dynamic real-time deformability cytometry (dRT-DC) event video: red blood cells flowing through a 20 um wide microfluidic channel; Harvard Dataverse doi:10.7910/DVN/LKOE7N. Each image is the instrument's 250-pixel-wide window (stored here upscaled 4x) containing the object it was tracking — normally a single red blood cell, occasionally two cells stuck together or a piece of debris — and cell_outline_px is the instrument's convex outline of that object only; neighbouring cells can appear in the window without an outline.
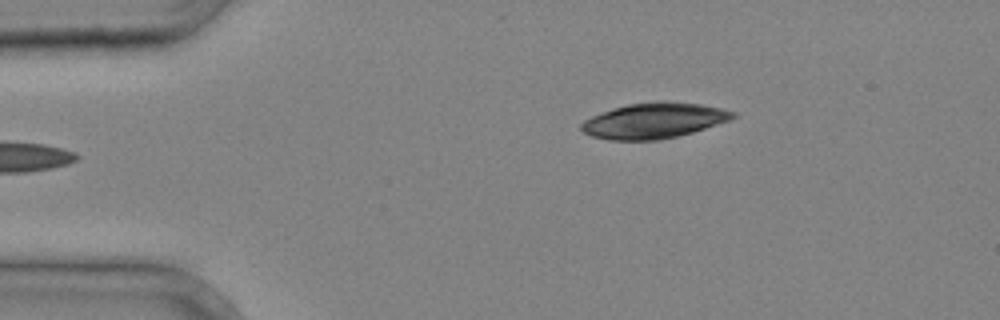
{"species": "common noctule bat (a hibernating species)", "species_latin": "Nyctalus noctula", "temperature_condition": "cold", "stored_images_in_passage": 3, "camera_frame_rate_fps": 3000, "um_per_image_px": 0.085, "animal": {"sex": "male", "body_mass_g": 20.4}, "frame": {"image": 1, "passage_image": 3, "time_ms": 0.667, "image_size_px": [1000, 320], "cell_outline_px": [[736, 116], [728, 120], [692, 132], [660, 140], [608, 140], [592, 136], [584, 132], [580, 128], [580, 124], [584, 120], [592, 116], [628, 104], [656, 100], [668, 100], [700, 104], [720, 108], [736, 112]], "centroid_in_image_um": [55.57, 10.24], "position_along_channel_um": 29.4, "area_um2": 31.21}}